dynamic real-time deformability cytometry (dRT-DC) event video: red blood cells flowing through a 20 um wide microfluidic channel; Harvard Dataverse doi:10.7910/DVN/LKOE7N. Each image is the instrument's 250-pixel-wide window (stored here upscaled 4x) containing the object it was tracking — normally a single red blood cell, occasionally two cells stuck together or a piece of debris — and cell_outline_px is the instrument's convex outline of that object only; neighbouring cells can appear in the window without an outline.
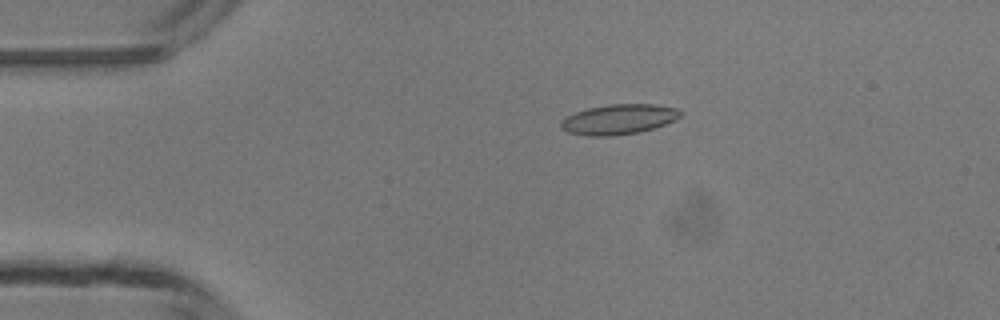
{"species": "common noctule bat (a hibernating species)", "species_latin": "Nyctalus noctula", "temperature_condition": "room temperature", "stored_images_in_passage": 2, "camera_frame_rate_fps": 3000, "um_per_image_px": 0.085, "animal": {"sex": "male", "body_mass_g": 13.3}, "frame": {"image": 1, "passage_image": 1, "time_ms": 0.0, "image_size_px": [1000, 320], "cell_outline_px": [[684, 112], [676, 120], [640, 132], [608, 136], [588, 136], [568, 132], [560, 128], [560, 124], [568, 116], [576, 112], [588, 108], [608, 104], [652, 104], [676, 108]], "centroid_in_image_um": [52.61, 10.14], "position_along_channel_um": 32.4, "area_um2": 20.81}}